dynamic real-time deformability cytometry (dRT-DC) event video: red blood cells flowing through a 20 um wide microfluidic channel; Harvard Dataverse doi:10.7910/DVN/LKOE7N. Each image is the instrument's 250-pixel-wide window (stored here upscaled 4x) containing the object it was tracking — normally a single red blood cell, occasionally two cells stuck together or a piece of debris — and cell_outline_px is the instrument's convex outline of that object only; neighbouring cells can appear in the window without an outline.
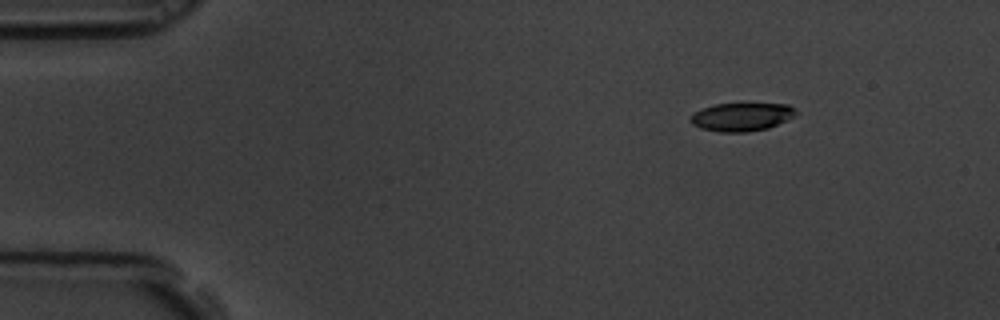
{"species": "common noctule bat (a hibernating species)", "species_latin": "Nyctalus noctula", "temperature_condition": "room temperature", "stored_images_in_passage": 12, "camera_frame_rate_fps": 3000, "um_per_image_px": 0.085, "animal": {"sex": "male", "body_mass_g": 19.5, "forearm_length_mm": 54.6}, "frame": {"image": 1, "passage_image": 1, "time_ms": 0.0, "image_size_px": [1000, 320], "cell_outline_px": [[796, 112], [792, 116], [768, 128], [748, 132], [720, 132], [700, 128], [692, 124], [688, 120], [692, 112], [716, 104], [788, 104]], "centroid_in_image_um": [62.94, 9.94], "position_along_channel_um": 22.1, "area_um2": 17.11}}
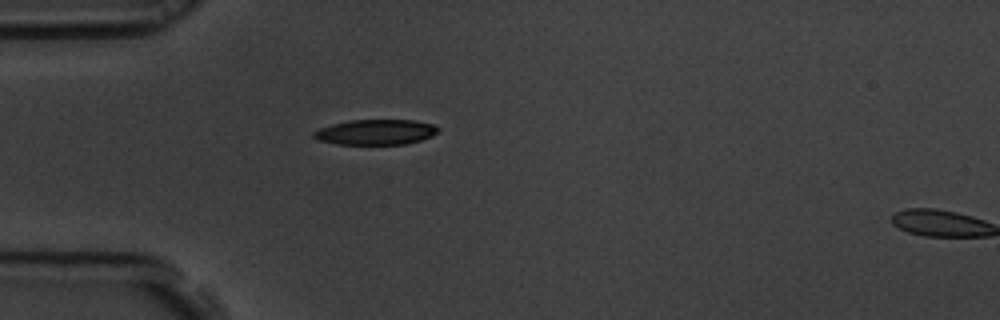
{"frame": {"image": 2, "passage_image": 10, "time_ms": 3.0, "image_size_px": [1000, 320], "cell_outline_px": [[440, 132], [432, 136], [420, 140], [404, 144], [336, 144], [316, 140], [312, 136], [312, 132], [320, 128], [332, 124], [352, 120], [412, 120], [432, 124], [440, 128]], "centroid_in_image_um": [31.93, 11.23], "position_along_channel_um": 53.1, "area_um2": 18.38}}